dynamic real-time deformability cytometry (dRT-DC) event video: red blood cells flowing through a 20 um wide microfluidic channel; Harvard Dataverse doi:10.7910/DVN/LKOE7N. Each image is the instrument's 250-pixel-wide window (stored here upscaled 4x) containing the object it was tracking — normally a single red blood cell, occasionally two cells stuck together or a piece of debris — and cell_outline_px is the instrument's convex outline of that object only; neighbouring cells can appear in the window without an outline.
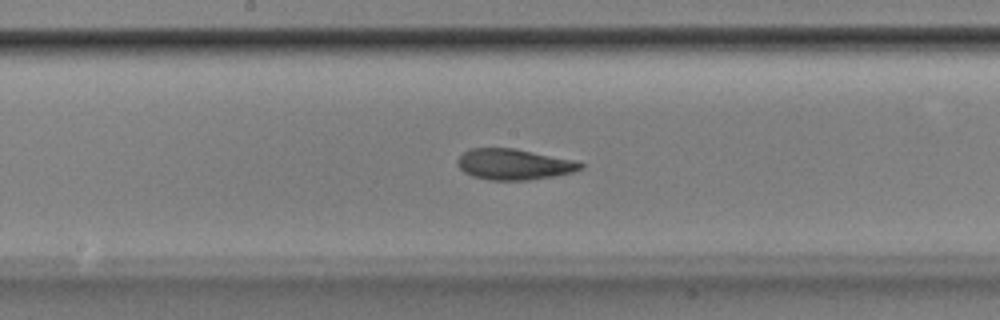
{"species": "Egyptian fruit bat (a non-hibernating species)", "species_latin": "Rousettus aegyptiacus", "temperature_condition": "room temperature", "stored_images_in_passage": 49, "camera_frame_rate_fps": 3000, "um_per_image_px": 0.085, "animal": {"sex": "male"}, "frame": {"image": 1, "passage_image": 24, "time_ms": 7.667, "image_size_px": [1000, 320], "cell_outline_px": [[584, 168], [572, 172], [556, 176], [528, 180], [488, 180], [472, 176], [464, 172], [456, 164], [456, 160], [468, 148], [516, 148], [572, 160], [584, 164]], "centroid_in_image_um": [43.65, 13.97], "position_along_channel_um": 204.5, "area_um2": 22.2}}
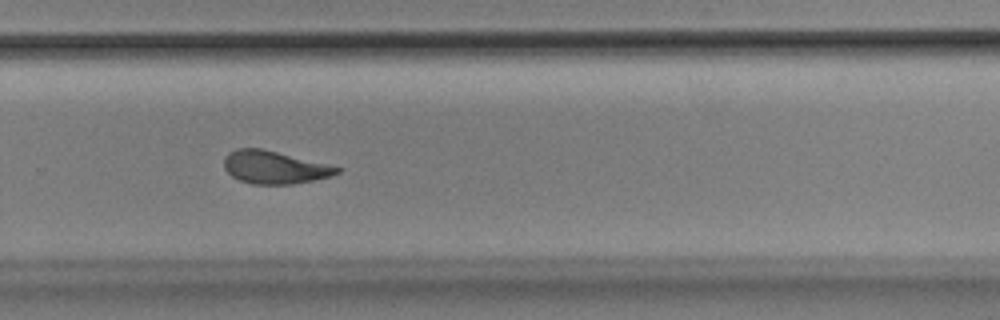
{"frame": {"image": 2, "passage_image": 32, "time_ms": 10.333, "image_size_px": [1000, 320], "cell_outline_px": [[344, 168], [340, 172], [332, 176], [292, 184], [252, 184], [240, 180], [232, 176], [224, 168], [224, 156], [228, 152], [236, 148], [260, 148], [328, 164]], "centroid_in_image_um": [23.32, 14.22], "position_along_channel_um": 306.5, "area_um2": 21.56}}
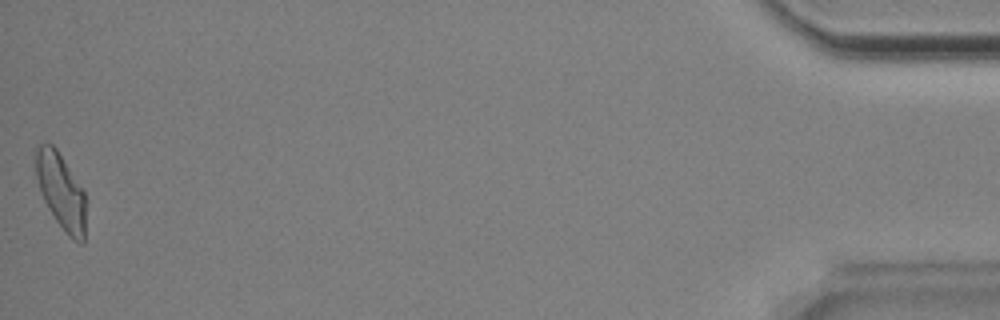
{"frame": {"image": 3, "passage_image": 49, "time_ms": 16.0, "image_size_px": [1000, 320], "cell_outline_px": [[84, 244], [80, 244], [72, 240], [68, 236], [56, 220], [48, 208], [44, 200], [36, 176], [36, 148], [40, 144], [52, 144], [56, 148], [84, 192]], "centroid_in_image_um": [5.18, 16.28], "position_along_channel_um": 430.0, "area_um2": 21.5}, "authors_computed_cell_mechanics": {"area_um2": 22.1952, "velocity_mm_per_s": 3.8427, "shape_relaxation_time_tau1_ms": 11.3935, "shape_relaxation_time_tau2_ms": 2.4685, "deformation_change_tau1": 0.2751, "deformation_change_tau2": 0.0923}}